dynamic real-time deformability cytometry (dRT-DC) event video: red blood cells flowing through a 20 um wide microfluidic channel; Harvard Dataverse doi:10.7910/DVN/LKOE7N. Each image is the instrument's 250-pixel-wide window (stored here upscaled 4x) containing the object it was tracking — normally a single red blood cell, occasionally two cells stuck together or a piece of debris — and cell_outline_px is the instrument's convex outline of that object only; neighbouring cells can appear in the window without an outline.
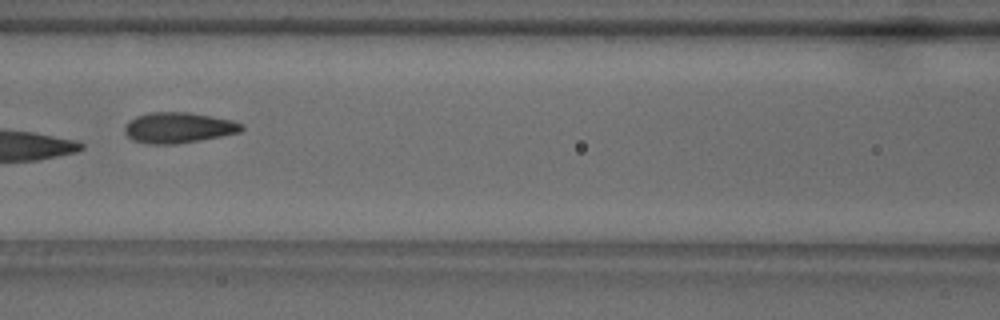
{"species": "common noctule bat (a hibernating species)", "species_latin": "Nyctalus noctula", "temperature_condition": "warm", "stored_images_in_passage": 8, "camera_frame_rate_fps": 3000, "um_per_image_px": 0.085, "animal": {"sex": "male", "body_mass_g": 18.8}, "frame": {"image": 1, "passage_image": 5, "time_ms": 1.333, "image_size_px": [1000, 320], "cell_outline_px": [[244, 128], [240, 132], [200, 140], [176, 144], [148, 144], [132, 140], [124, 132], [124, 124], [136, 116], [152, 112], [188, 112], [232, 120], [244, 124]], "centroid_in_image_um": [15.15, 10.85], "position_along_channel_um": 151.5, "area_um2": 20.92}}